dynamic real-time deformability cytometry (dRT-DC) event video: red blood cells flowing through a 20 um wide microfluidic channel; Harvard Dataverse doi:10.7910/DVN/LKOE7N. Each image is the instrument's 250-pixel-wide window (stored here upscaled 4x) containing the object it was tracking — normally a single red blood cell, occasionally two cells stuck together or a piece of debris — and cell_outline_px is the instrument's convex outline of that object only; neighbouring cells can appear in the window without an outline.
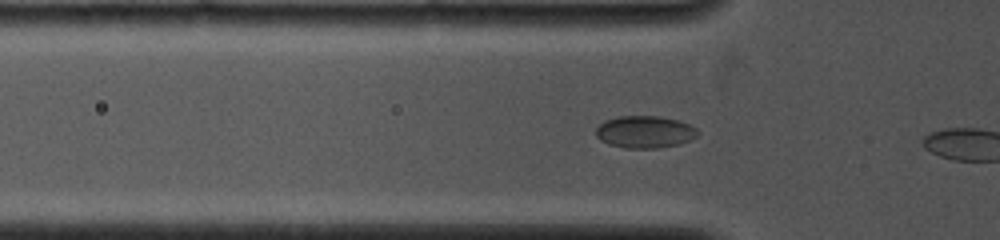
{"species": "common noctule bat (a hibernating species)", "species_latin": "Nyctalus noctula", "temperature_condition": "cold", "stored_images_in_passage": 8, "camera_frame_rate_fps": 4000, "um_per_image_px": 0.085, "animal": {"sex": "female", "body_mass_g": 19.0, "forearm_length_mm": 53.3}, "frame": {"image": 1, "passage_image": 7, "time_ms": 1.5, "image_size_px": [1000, 240], "cell_outline_px": [[700, 132], [696, 136], [680, 144], [656, 148], [624, 148], [608, 144], [600, 140], [596, 136], [596, 128], [604, 120], [620, 116], [660, 116], [680, 120], [696, 128]], "centroid_in_image_um": [54.8, 11.21], "position_along_channel_um": 71.0, "area_um2": 19.19}}